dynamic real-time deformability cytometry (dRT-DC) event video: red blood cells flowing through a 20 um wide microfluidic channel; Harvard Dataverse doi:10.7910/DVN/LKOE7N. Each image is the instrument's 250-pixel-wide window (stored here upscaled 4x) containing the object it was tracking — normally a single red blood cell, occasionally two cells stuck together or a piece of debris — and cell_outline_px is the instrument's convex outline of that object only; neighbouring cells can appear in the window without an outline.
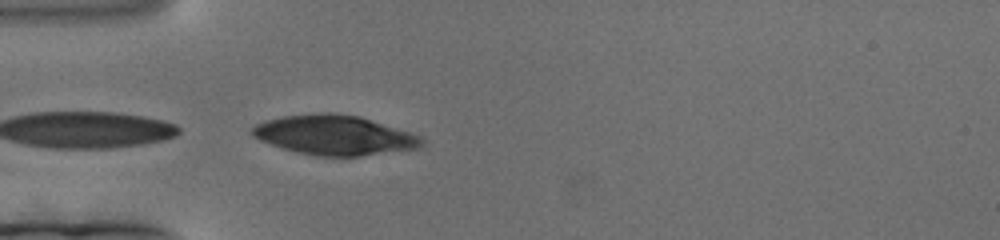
{"species": "human", "species_latin": "Homo sapiens", "temperature_condition": "cold", "stored_images_in_passage": 9, "camera_frame_rate_fps": 3000, "um_per_image_px": 0.085, "donor": {"sex": "female"}, "frame": {"image": 1, "passage_image": 3, "time_ms": 0.667, "image_size_px": [1000, 240], "cell_outline_px": [[424, 144], [420, 148], [360, 156], [316, 156], [284, 148], [260, 140], [252, 136], [252, 128], [256, 124], [264, 120], [284, 116], [312, 112], [328, 112], [360, 116], [420, 136], [424, 140]], "centroid_in_image_um": [28.43, 11.47], "position_along_channel_um": 56.6, "area_um2": 39.07}}